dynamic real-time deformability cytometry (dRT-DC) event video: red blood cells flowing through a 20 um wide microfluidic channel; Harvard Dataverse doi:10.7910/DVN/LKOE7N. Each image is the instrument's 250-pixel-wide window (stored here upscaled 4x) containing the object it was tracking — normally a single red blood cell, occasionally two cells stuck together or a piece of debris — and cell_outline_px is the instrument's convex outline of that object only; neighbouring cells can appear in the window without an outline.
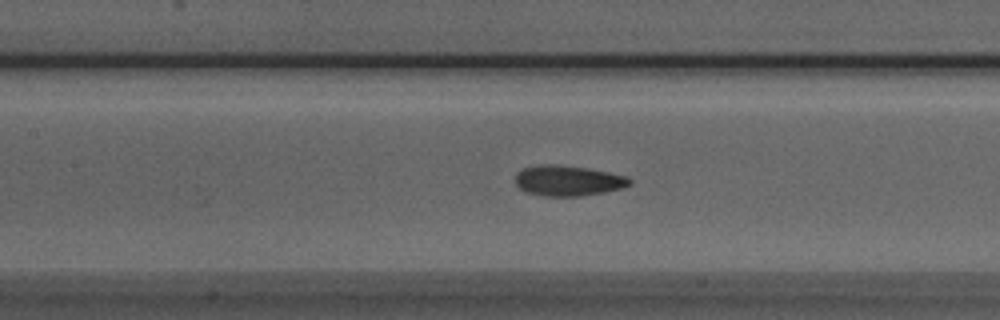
{"species": "Egyptian fruit bat (a non-hibernating species)", "species_latin": "Rousettus aegyptiacus", "temperature_condition": "room temperature", "stored_images_in_passage": 53, "camera_frame_rate_fps": 3000, "um_per_image_px": 0.085, "animal": {"sex": "male"}, "frame": {"image": 1, "passage_image": 23, "time_ms": 7.333, "image_size_px": [1000, 320], "cell_outline_px": [[632, 184], [624, 188], [604, 192], [580, 196], [544, 196], [524, 192], [516, 184], [516, 172], [524, 168], [540, 164], [560, 164], [588, 168], [628, 176], [632, 180]], "centroid_in_image_um": [48.3, 15.35], "position_along_channel_um": 159.1, "area_um2": 20.58}}
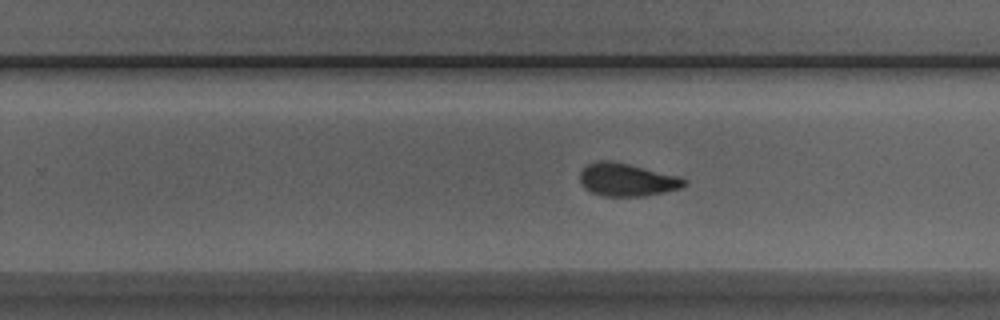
{"frame": {"image": 2, "passage_image": 32, "time_ms": 10.333, "image_size_px": [1000, 320], "cell_outline_px": [[688, 184], [680, 188], [664, 192], [644, 196], [604, 196], [592, 192], [584, 188], [580, 184], [580, 172], [588, 164], [600, 160], [608, 160], [628, 164], [680, 176], [688, 180]], "centroid_in_image_um": [53.31, 15.28], "position_along_channel_um": 276.5, "area_um2": 20.0}}
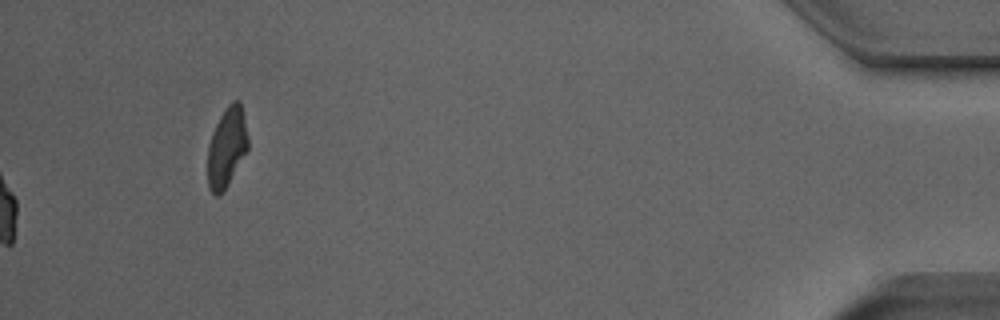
{"frame": {"image": 3, "passage_image": 53, "time_ms": 17.333, "image_size_px": [1000, 320], "cell_outline_px": [[248, 152], [224, 192], [220, 196], [216, 196], [208, 188], [208, 144], [212, 132], [220, 116], [228, 104], [232, 100], [240, 100], [244, 116], [248, 136]], "centroid_in_image_um": [19.29, 12.55], "position_along_channel_um": 415.9, "area_um2": 19.19}, "authors_computed_cell_mechanics": {"area_um2": 19.9988, "velocity_mm_per_s": 3.9279, "shape_relaxation_time_tau1_ms": 6.9936, "shape_relaxation_time_tau2_ms": 1.4783, "deformation_change_tau1": 0.1813, "deformation_change_tau2": 0.0735}}